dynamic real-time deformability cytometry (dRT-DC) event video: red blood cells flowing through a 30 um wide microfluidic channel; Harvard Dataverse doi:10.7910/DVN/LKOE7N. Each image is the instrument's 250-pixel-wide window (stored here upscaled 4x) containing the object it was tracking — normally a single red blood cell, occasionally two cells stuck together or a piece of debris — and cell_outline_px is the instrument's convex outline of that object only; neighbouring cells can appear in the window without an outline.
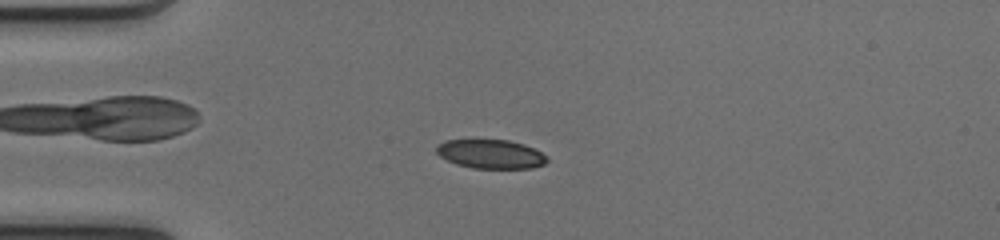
{"species": "common noctule bat (a hibernating species)", "species_latin": "Nyctalus noctula", "temperature_condition": "cold", "stored_images_in_passage": 45, "camera_frame_rate_fps": 3000, "um_per_image_px": 0.085, "animal": {"sex": "female", "body_mass_g": 17.0, "forearm_length_mm": 48.0}, "frame": {"image": 1, "passage_image": 8, "time_ms": 2.333, "image_size_px": [1000, 240], "cell_outline_px": [[548, 160], [544, 164], [532, 168], [472, 168], [456, 164], [440, 156], [436, 152], [436, 148], [444, 140], [508, 140], [524, 144], [540, 152]], "centroid_in_image_um": [41.69, 13.1], "position_along_channel_um": 43.3, "area_um2": 18.44}}
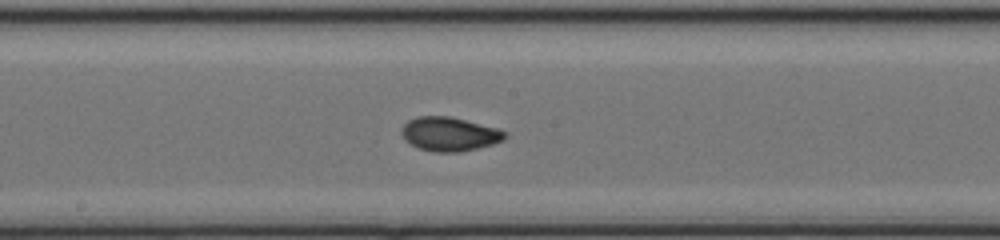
{"frame": {"image": 2, "passage_image": 22, "time_ms": 7.0, "image_size_px": [1000, 240], "cell_outline_px": [[508, 136], [504, 140], [492, 144], [460, 152], [432, 152], [416, 148], [404, 140], [400, 132], [400, 128], [408, 120], [416, 116], [448, 116], [496, 128], [504, 132]], "centroid_in_image_um": [38.13, 11.4], "position_along_channel_um": 210.1, "area_um2": 20.52}}
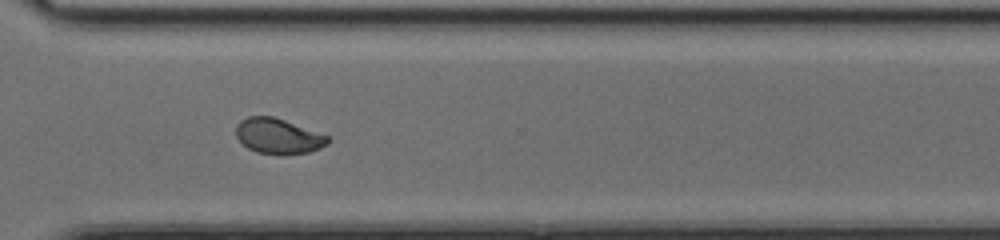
{"frame": {"image": 3, "passage_image": 32, "time_ms": 10.333, "image_size_px": [1000, 240], "cell_outline_px": [[332, 140], [328, 144], [320, 148], [308, 152], [280, 156], [256, 152], [248, 148], [236, 136], [236, 124], [240, 120], [248, 116], [272, 116], [284, 120], [328, 136]], "centroid_in_image_um": [23.64, 11.59], "position_along_channel_um": 347.0, "area_um2": 19.02}, "authors_computed_cell_mechanics": {"area_um2": 19.5364, "velocity_mm_per_s": 4.1305, "shape_relaxation_time_tau1_ms": 4.1438, "shape_relaxation_time_tau2_ms": 1.3328, "deformation_change_tau1": 0.1453, "deformation_change_tau2": 0.0362}}